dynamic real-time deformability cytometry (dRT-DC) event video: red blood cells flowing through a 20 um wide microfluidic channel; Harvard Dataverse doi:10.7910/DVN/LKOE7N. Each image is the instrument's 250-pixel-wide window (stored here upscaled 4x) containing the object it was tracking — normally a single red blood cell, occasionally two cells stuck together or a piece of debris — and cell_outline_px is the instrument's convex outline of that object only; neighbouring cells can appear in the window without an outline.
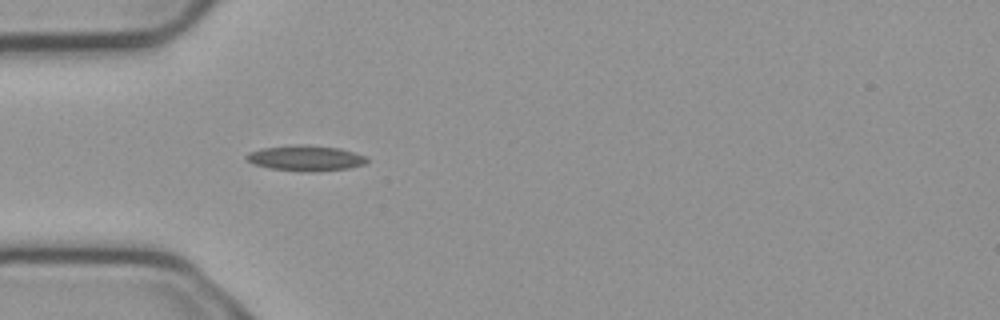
{"species": "common noctule bat (a hibernating species)", "species_latin": "Nyctalus noctula", "temperature_condition": "cold", "stored_images_in_passage": 3, "camera_frame_rate_fps": 3000, "um_per_image_px": 0.085, "animal": {"sex": "male", "body_mass_g": 23.1, "forearm_length_mm": 52.7}, "frame": {"image": 1, "passage_image": 3, "time_ms": 0.667, "image_size_px": [1000, 320], "cell_outline_px": [[368, 160], [364, 164], [348, 168], [272, 168], [252, 164], [244, 156], [248, 152], [260, 148], [296, 144], [340, 148], [368, 156]], "centroid_in_image_um": [25.94, 13.37], "position_along_channel_um": 59.1, "area_um2": 16.76}}